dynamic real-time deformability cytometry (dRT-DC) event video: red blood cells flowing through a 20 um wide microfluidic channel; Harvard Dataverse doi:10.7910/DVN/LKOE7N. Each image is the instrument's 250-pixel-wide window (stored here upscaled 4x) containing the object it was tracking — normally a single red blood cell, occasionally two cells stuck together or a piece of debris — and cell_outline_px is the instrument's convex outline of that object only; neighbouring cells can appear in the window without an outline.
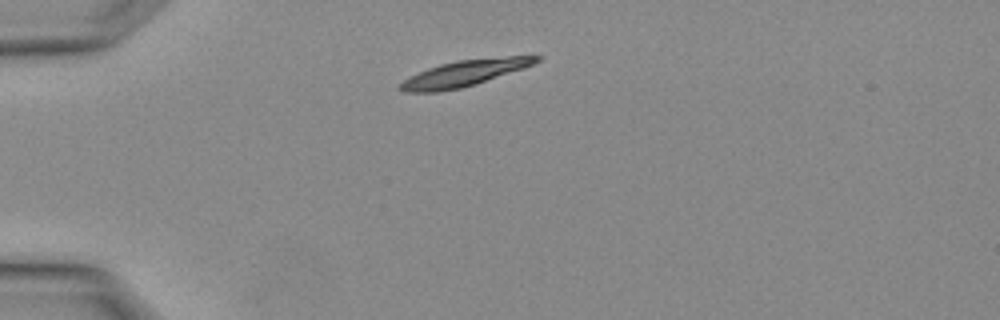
{"species": "Egyptian fruit bat (a non-hibernating species)", "species_latin": "Rousettus aegyptiacus", "temperature_condition": "warm", "stored_images_in_passage": 2, "camera_frame_rate_fps": 3000, "um_per_image_px": 0.085, "animal": {"sex": "female"}, "frame": {"image": 1, "passage_image": 1, "time_ms": 0.0, "image_size_px": [1000, 320], "cell_outline_px": [[544, 56], [540, 60], [524, 68], [476, 84], [460, 88], [436, 92], [404, 92], [396, 88], [396, 84], [428, 68], [440, 64], [456, 60], [508, 56]], "centroid_in_image_um": [39.44, 6.23], "position_along_channel_um": 45.6, "area_um2": 20.63}}